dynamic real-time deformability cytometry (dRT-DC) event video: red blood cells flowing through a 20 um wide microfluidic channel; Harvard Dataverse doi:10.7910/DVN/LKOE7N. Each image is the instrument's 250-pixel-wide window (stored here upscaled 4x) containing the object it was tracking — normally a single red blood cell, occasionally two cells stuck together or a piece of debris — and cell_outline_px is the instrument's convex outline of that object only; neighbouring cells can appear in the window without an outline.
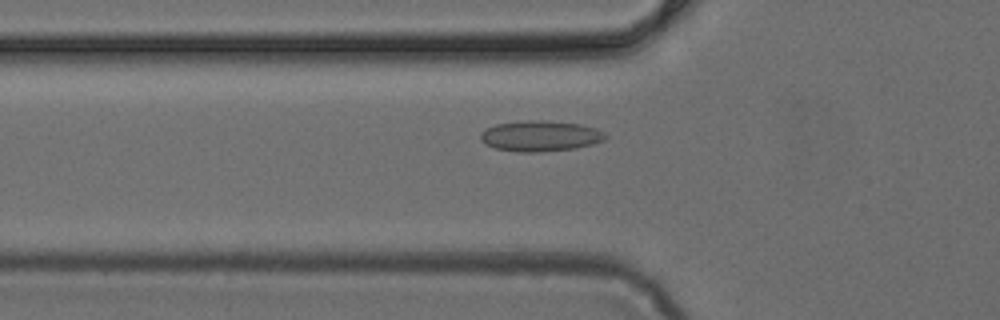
{"species": "common noctule bat (a hibernating species)", "species_latin": "Nyctalus noctula", "temperature_condition": "cold", "stored_images_in_passage": 34, "camera_frame_rate_fps": 3000, "um_per_image_px": 0.085, "animal": {"sex": "female", "body_mass_g": 24.6, "forearm_length_mm": 56.2}, "frame": {"image": 1, "passage_image": 5, "time_ms": 1.333, "image_size_px": [1000, 320], "cell_outline_px": [[608, 136], [604, 140], [592, 144], [576, 148], [540, 152], [516, 152], [496, 148], [484, 144], [480, 140], [480, 132], [496, 124], [528, 120], [544, 120], [580, 124], [596, 128], [604, 132]], "centroid_in_image_um": [45.92, 11.56], "position_along_channel_um": 79.9, "area_um2": 22.43}}
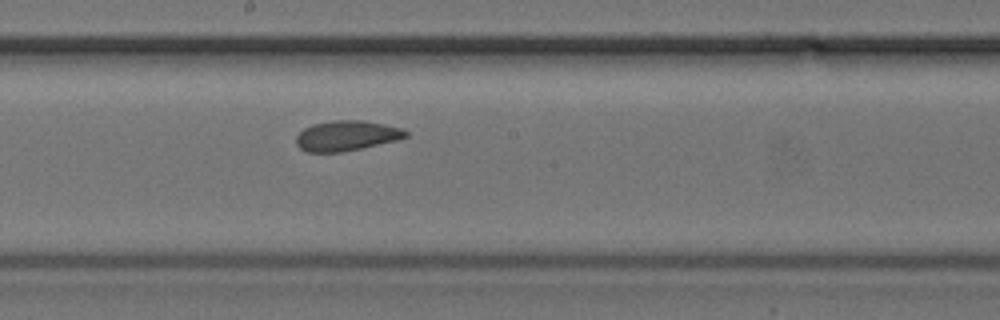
{"frame": {"image": 2, "passage_image": 15, "time_ms": 4.667, "image_size_px": [1000, 320], "cell_outline_px": [[408, 136], [396, 140], [360, 148], [340, 152], [308, 152], [300, 148], [296, 144], [296, 136], [304, 128], [312, 124], [332, 120], [364, 120], [384, 124], [400, 128], [408, 132]], "centroid_in_image_um": [29.43, 11.52], "position_along_channel_um": 218.8, "area_um2": 19.13}}
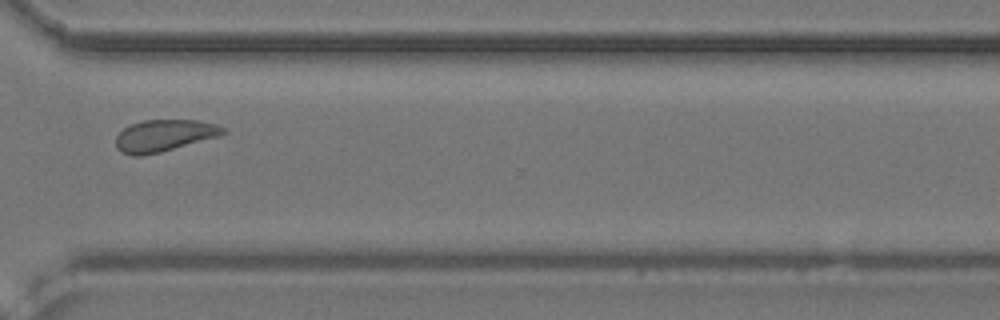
{"frame": {"image": 3, "passage_image": 25, "time_ms": 8.0, "image_size_px": [1000, 320], "cell_outline_px": [[228, 132], [220, 136], [160, 152], [140, 156], [132, 156], [120, 152], [116, 148], [116, 136], [124, 128], [132, 124], [144, 120], [200, 120], [216, 124], [224, 128]], "centroid_in_image_um": [13.96, 11.53], "position_along_channel_um": 356.6, "area_um2": 19.94}}